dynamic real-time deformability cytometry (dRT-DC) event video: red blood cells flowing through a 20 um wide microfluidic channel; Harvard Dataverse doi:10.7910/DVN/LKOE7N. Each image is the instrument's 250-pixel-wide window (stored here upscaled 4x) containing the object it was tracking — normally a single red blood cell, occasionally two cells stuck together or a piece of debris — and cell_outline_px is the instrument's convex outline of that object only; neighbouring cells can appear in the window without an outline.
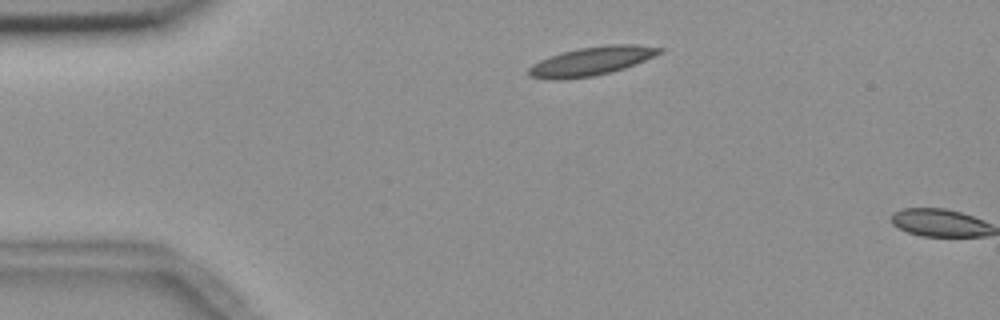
{"species": "common noctule bat (a hibernating species)", "species_latin": "Nyctalus noctula", "temperature_condition": "room temperature", "stored_images_in_passage": 2, "camera_frame_rate_fps": 3000, "um_per_image_px": 0.085, "animal": {"sex": "female", "body_mass_g": 18.4}, "frame": {"image": 1, "passage_image": 1, "time_ms": 0.0, "image_size_px": [1000, 320], "cell_outline_px": [[664, 52], [636, 64], [624, 68], [592, 76], [552, 80], [528, 76], [528, 68], [532, 64], [548, 56], [560, 52], [580, 48], [604, 44], [636, 44], [664, 48]], "centroid_in_image_um": [50.28, 5.17], "position_along_channel_um": 34.7, "area_um2": 21.96}}